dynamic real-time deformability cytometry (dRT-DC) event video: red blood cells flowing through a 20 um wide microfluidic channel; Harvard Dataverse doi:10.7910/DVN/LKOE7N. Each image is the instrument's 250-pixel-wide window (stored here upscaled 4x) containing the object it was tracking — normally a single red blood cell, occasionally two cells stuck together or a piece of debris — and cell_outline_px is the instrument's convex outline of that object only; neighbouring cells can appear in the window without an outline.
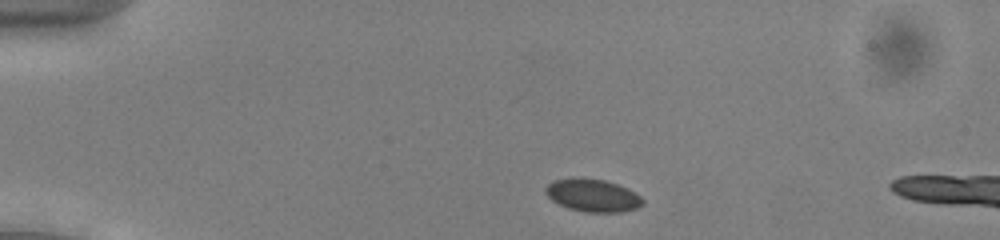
{"species": "common noctule bat (a hibernating species)", "species_latin": "Nyctalus noctula", "temperature_condition": "cold", "stored_images_in_passage": 8, "camera_frame_rate_fps": 3000, "um_per_image_px": 0.085, "animal": {"sex": "male", "body_mass_g": 13.0, "forearm_length_mm": 53.1}, "frame": {"image": 1, "passage_image": 4, "time_ms": 1.0, "image_size_px": [1000, 240], "cell_outline_px": [[644, 204], [640, 208], [620, 212], [584, 212], [568, 208], [552, 200], [544, 192], [544, 188], [552, 180], [580, 176], [604, 180], [628, 188], [640, 196], [644, 200]], "centroid_in_image_um": [50.38, 16.59], "position_along_channel_um": 34.6, "area_um2": 18.84}}